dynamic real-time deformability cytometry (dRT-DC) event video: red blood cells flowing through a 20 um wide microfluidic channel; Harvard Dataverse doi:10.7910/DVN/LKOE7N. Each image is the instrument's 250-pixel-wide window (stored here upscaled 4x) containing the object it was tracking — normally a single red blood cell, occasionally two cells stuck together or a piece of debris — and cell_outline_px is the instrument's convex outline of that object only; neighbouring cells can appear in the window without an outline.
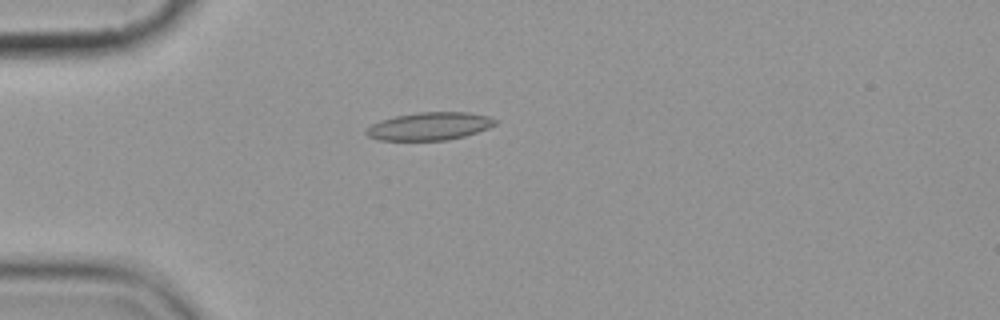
{"species": "common noctule bat (a hibernating species)", "species_latin": "Nyctalus noctula", "temperature_condition": "cold", "stored_images_in_passage": 7, "camera_frame_rate_fps": 3000, "um_per_image_px": 0.085, "animal": {"sex": "female", "body_mass_g": 19.9}, "frame": {"image": 1, "passage_image": 1, "time_ms": 0.0, "image_size_px": [1000, 320], "cell_outline_px": [[500, 120], [496, 124], [488, 128], [464, 136], [448, 140], [380, 140], [368, 136], [364, 132], [372, 124], [380, 120], [396, 116], [416, 112], [468, 112], [488, 116]], "centroid_in_image_um": [36.53, 10.72], "position_along_channel_um": 48.5, "area_um2": 20.92}}
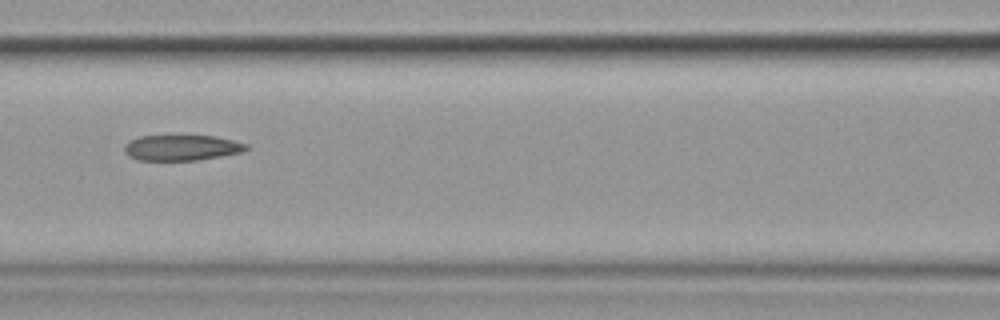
{"frame": {"image": 2, "passage_image": 4, "time_ms": 3.333, "image_size_px": [1000, 320], "cell_outline_px": [[248, 148], [244, 152], [196, 160], [136, 160], [128, 156], [124, 152], [124, 144], [128, 140], [140, 136], [216, 136], [248, 144]], "centroid_in_image_um": [15.41, 12.55], "position_along_channel_um": 151.2, "area_um2": 18.26}}
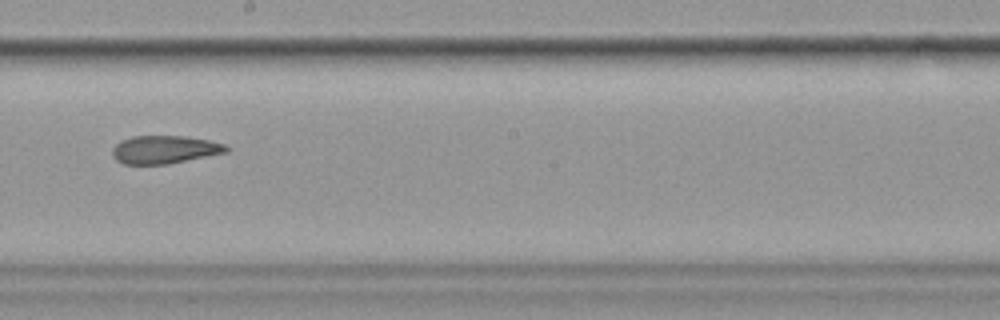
{"frame": {"image": 3, "passage_image": 6, "time_ms": 5.667, "image_size_px": [1000, 320], "cell_outline_px": [[228, 152], [168, 164], [124, 164], [116, 160], [112, 156], [112, 148], [120, 140], [132, 136], [184, 136], [208, 140], [224, 144], [228, 148]], "centroid_in_image_um": [13.95, 12.71], "position_along_channel_um": 234.2, "area_um2": 18.61}}